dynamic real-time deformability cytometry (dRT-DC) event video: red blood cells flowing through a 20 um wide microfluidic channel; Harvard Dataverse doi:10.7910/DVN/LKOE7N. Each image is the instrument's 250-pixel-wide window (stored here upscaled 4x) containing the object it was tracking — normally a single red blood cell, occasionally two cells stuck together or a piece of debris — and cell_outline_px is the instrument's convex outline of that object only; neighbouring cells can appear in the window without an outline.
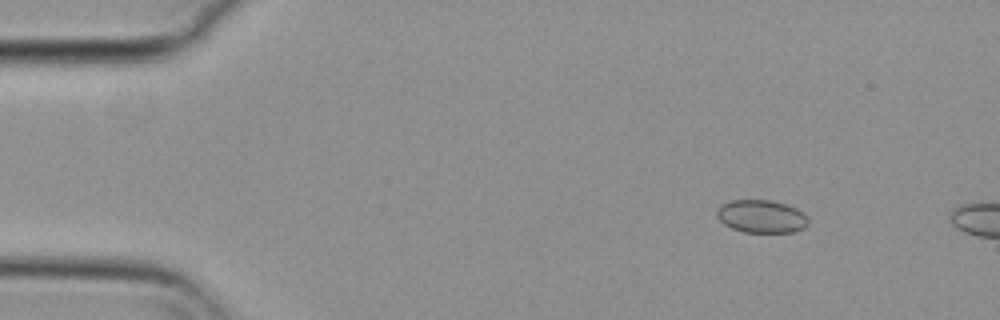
{"species": "common noctule bat (a hibernating species)", "species_latin": "Nyctalus noctula", "temperature_condition": "cold", "stored_images_in_passage": 8, "camera_frame_rate_fps": 3000, "um_per_image_px": 0.085, "animal": {"sex": "female", "body_mass_g": 29.2, "forearm_length_mm": 56.3}, "frame": {"image": 1, "passage_image": 3, "time_ms": 0.667, "image_size_px": [1000, 320], "cell_outline_px": [[808, 224], [804, 228], [792, 232], [744, 232], [732, 228], [724, 224], [716, 216], [716, 208], [720, 204], [728, 200], [772, 200], [788, 204], [804, 212], [808, 216]], "centroid_in_image_um": [64.72, 18.38], "position_along_channel_um": 20.3, "area_um2": 17.86}}